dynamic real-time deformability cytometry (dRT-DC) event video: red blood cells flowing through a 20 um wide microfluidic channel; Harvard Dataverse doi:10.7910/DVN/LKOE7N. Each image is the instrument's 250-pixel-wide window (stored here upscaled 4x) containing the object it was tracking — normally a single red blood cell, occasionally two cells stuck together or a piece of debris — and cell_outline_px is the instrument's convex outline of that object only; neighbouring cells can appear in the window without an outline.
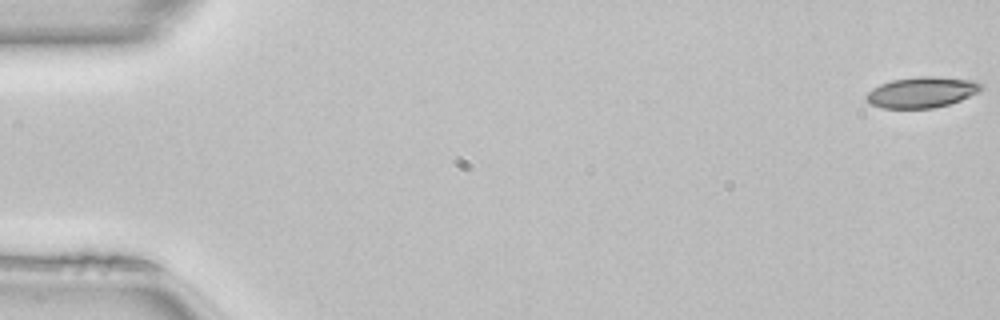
{"species": "common noctule bat (a hibernating species)", "species_latin": "Nyctalus noctula", "temperature_condition": "room temperature", "stored_images_in_passage": 51, "camera_frame_rate_fps": 3000, "um_per_image_px": 0.085, "animal": {"sex": "female", "body_mass_g": 22.7, "forearm_length_mm": 54.2}, "frame": {"image": 1, "passage_image": 1, "time_ms": 0.0, "image_size_px": [1000, 320], "cell_outline_px": [[984, 88], [980, 92], [960, 100], [948, 104], [932, 108], [880, 108], [872, 104], [864, 96], [872, 88], [880, 84], [892, 80], [920, 76], [936, 76], [976, 80], [984, 84]], "centroid_in_image_um": [78.41, 7.83], "position_along_channel_um": 6.6, "area_um2": 20.81}}
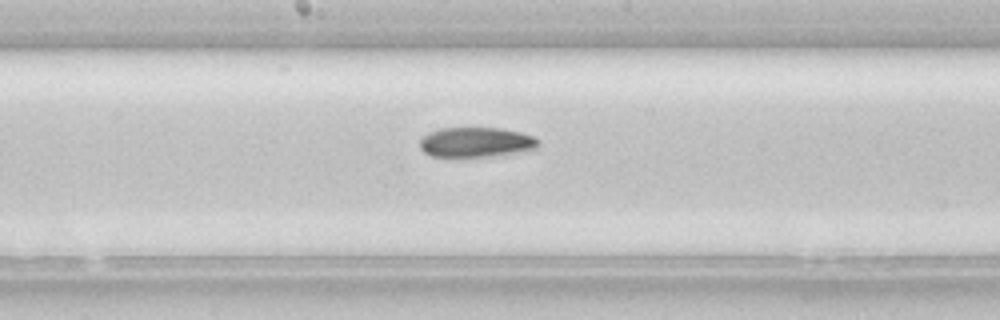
{"frame": {"image": 2, "passage_image": 27, "time_ms": 8.667, "image_size_px": [1000, 320], "cell_outline_px": [[540, 144], [536, 148], [492, 156], [432, 156], [424, 152], [420, 148], [420, 140], [428, 132], [440, 128], [500, 128], [520, 132], [536, 136]], "centroid_in_image_um": [40.46, 12.07], "position_along_channel_um": 207.7, "area_um2": 20.46}}
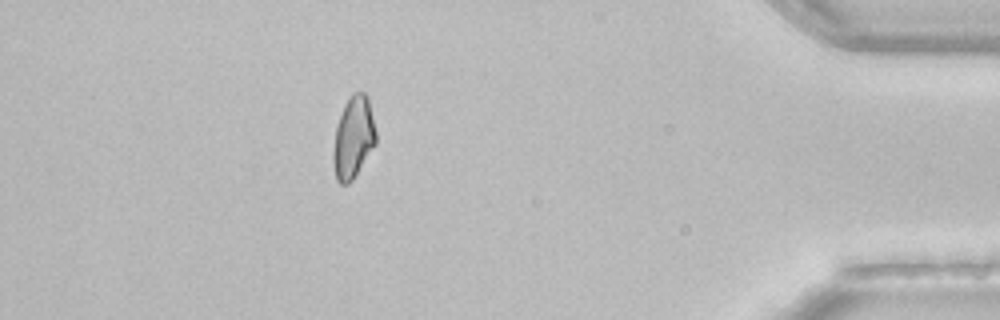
{"frame": {"image": 3, "passage_image": 45, "time_ms": 14.667, "image_size_px": [1000, 320], "cell_outline_px": [[376, 144], [352, 180], [348, 184], [340, 184], [336, 180], [332, 160], [332, 152], [336, 124], [344, 104], [352, 92], [364, 92], [368, 96], [376, 132]], "centroid_in_image_um": [30.01, 11.68], "position_along_channel_um": 405.2, "area_um2": 20.63}}